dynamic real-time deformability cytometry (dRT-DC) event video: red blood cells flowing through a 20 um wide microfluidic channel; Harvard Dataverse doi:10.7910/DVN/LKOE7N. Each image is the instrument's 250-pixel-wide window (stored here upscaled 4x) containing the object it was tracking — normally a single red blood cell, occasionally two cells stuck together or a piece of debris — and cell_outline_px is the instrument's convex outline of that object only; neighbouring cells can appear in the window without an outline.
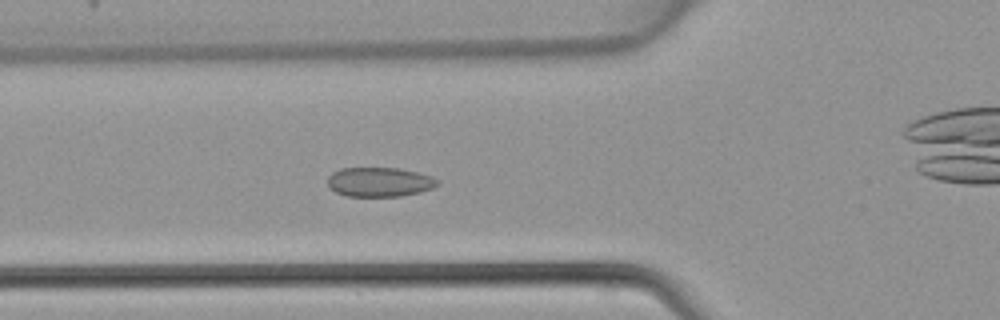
{"species": "common noctule bat (a hibernating species)", "species_latin": "Nyctalus noctula", "temperature_condition": "warm", "stored_images_in_passage": 47, "camera_frame_rate_fps": 3000, "um_per_image_px": 0.085, "animal": {"sex": "female", "body_mass_g": 22.7, "forearm_length_mm": 54.2}, "frame": {"image": 1, "passage_image": 17, "time_ms": 5.333, "image_size_px": [1000, 320], "cell_outline_px": [[440, 184], [432, 188], [420, 192], [400, 196], [348, 196], [336, 192], [328, 188], [328, 176], [332, 172], [340, 168], [396, 168], [416, 172], [432, 176], [440, 180]], "centroid_in_image_um": [32.25, 15.47], "position_along_channel_um": 93.5, "area_um2": 18.9}}
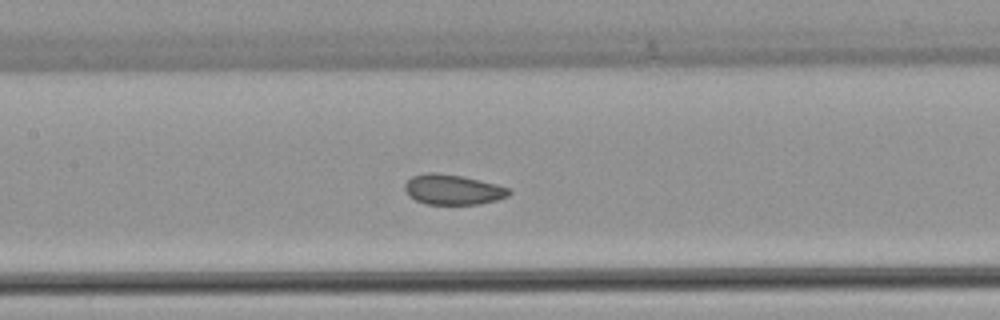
{"frame": {"image": 2, "passage_image": 22, "time_ms": 7.0, "image_size_px": [1000, 320], "cell_outline_px": [[512, 192], [508, 196], [496, 200], [480, 204], [424, 204], [408, 196], [404, 188], [404, 184], [412, 176], [428, 172], [436, 172], [464, 176], [512, 188]], "centroid_in_image_um": [38.5, 16.11], "position_along_channel_um": 168.9, "area_um2": 18.55}}
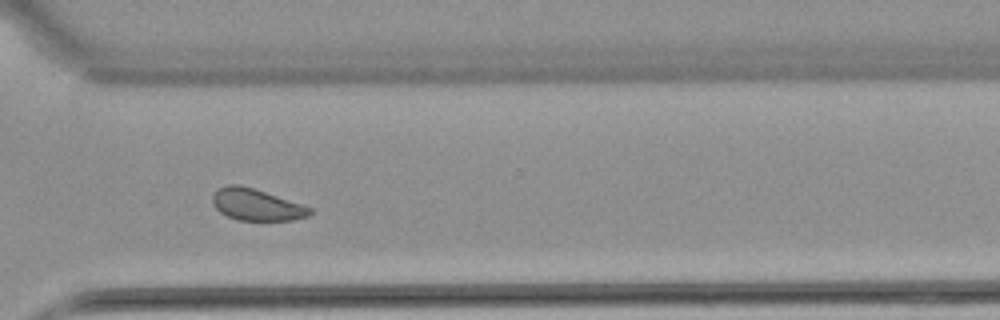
{"frame": {"image": 3, "passage_image": 34, "time_ms": 11.0, "image_size_px": [1000, 320], "cell_outline_px": [[312, 212], [308, 216], [292, 220], [236, 220], [220, 212], [216, 208], [212, 200], [212, 196], [220, 188], [228, 184], [240, 184], [312, 208]], "centroid_in_image_um": [21.78, 17.41], "position_along_channel_um": 348.8, "area_um2": 17.57}}